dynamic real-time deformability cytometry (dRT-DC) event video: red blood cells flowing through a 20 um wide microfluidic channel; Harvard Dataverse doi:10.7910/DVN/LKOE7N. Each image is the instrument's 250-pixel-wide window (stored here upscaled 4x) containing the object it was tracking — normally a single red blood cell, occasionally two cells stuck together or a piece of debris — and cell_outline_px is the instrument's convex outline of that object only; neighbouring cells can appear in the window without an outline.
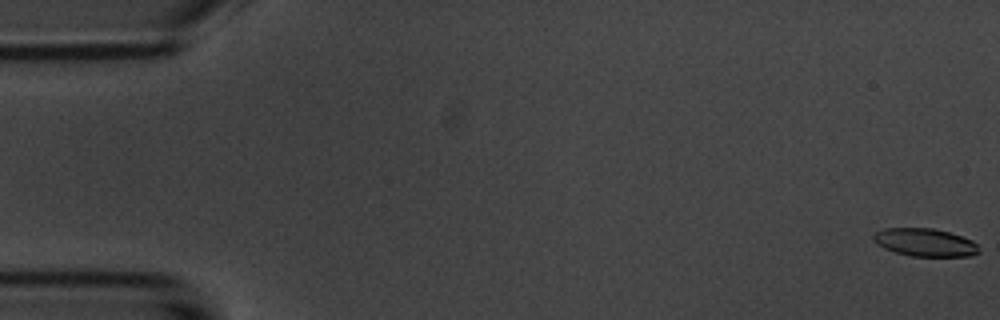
{"species": "common noctule bat (a hibernating species)", "species_latin": "Nyctalus noctula", "temperature_condition": "room temperature", "stored_images_in_passage": 55, "camera_frame_rate_fps": 3000, "um_per_image_px": 0.085, "animal": {"sex": "male", "body_mass_g": 20.1, "forearm_length_mm": 53.5}, "frame": {"image": 1, "passage_image": 1, "time_ms": 0.0, "image_size_px": [1000, 320], "cell_outline_px": [[980, 252], [972, 256], [912, 256], [896, 252], [884, 248], [876, 244], [872, 240], [872, 236], [876, 232], [884, 228], [932, 228], [948, 232], [972, 240], [976, 244]], "centroid_in_image_um": [78.6, 20.6], "position_along_channel_um": 6.4, "area_um2": 17.11}}
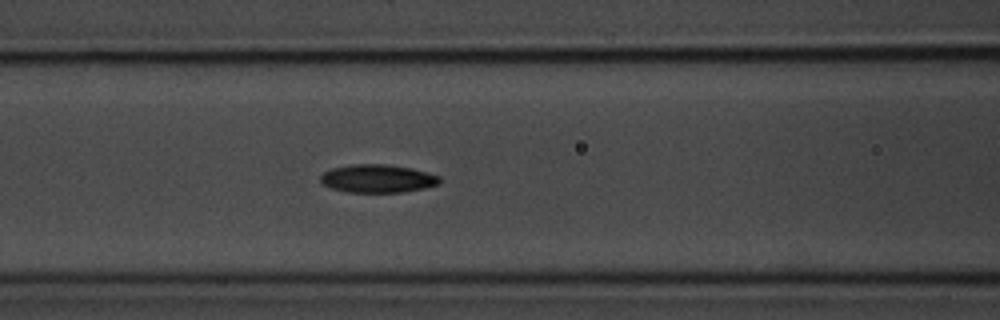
{"frame": {"image": 2, "passage_image": 23, "time_ms": 7.333, "image_size_px": [1000, 320], "cell_outline_px": [[440, 184], [424, 188], [404, 192], [348, 192], [332, 188], [324, 184], [320, 180], [320, 176], [324, 172], [332, 168], [348, 164], [388, 164], [412, 168], [428, 172], [440, 176]], "centroid_in_image_um": [32.12, 15.17], "position_along_channel_um": 134.5, "area_um2": 19.65}}
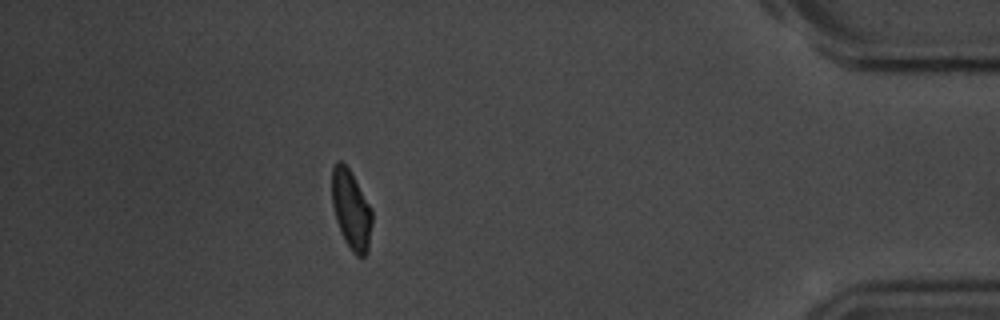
{"frame": {"image": 3, "passage_image": 49, "time_ms": 16.0, "image_size_px": [1000, 320], "cell_outline_px": [[372, 224], [368, 252], [364, 256], [356, 256], [352, 252], [344, 240], [340, 232], [336, 220], [332, 204], [332, 168], [336, 160], [340, 160], [348, 168], [372, 208]], "centroid_in_image_um": [29.85, 17.85], "position_along_channel_um": 405.4, "area_um2": 18.61}, "authors_computed_cell_mechanics": {"area_um2": 18.9584, "velocity_mm_per_s": 3.696, "shape_relaxation_time_tau1_ms": 3.419, "shape_relaxation_time_tau2_ms": 5.9912, "deformation_change_tau1": 0.1126, "deformation_change_tau2": 0.1186}}